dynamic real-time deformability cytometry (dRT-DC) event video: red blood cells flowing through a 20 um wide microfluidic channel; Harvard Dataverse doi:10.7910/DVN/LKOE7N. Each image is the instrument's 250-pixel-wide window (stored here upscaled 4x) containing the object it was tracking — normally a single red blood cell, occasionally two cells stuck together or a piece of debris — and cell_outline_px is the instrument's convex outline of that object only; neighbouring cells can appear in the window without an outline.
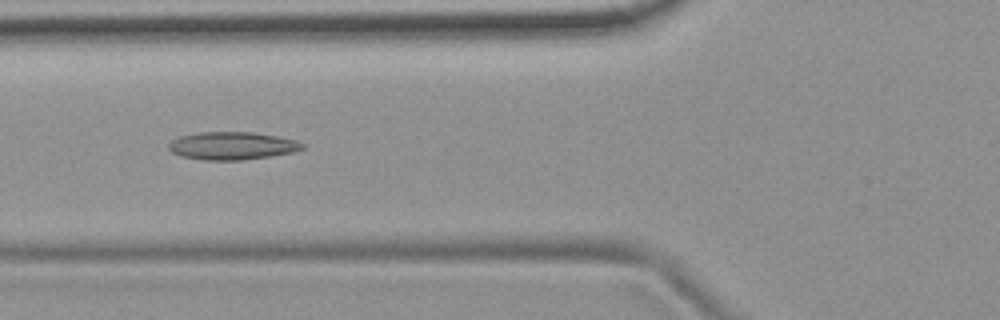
{"species": "common noctule bat (a hibernating species)", "species_latin": "Nyctalus noctula", "temperature_condition": "room temperature", "stored_images_in_passage": 53, "camera_frame_rate_fps": 3000, "um_per_image_px": 0.085, "animal": {"sex": "female", "body_mass_g": 19.9}, "frame": {"image": 1, "passage_image": 20, "time_ms": 6.333, "image_size_px": [1000, 320], "cell_outline_px": [[304, 148], [292, 152], [244, 160], [204, 160], [180, 156], [172, 152], [168, 148], [168, 144], [172, 140], [180, 136], [196, 132], [252, 132], [280, 136], [296, 140], [304, 144]], "centroid_in_image_um": [19.71, 12.38], "position_along_channel_um": 106.1, "area_um2": 21.73}}
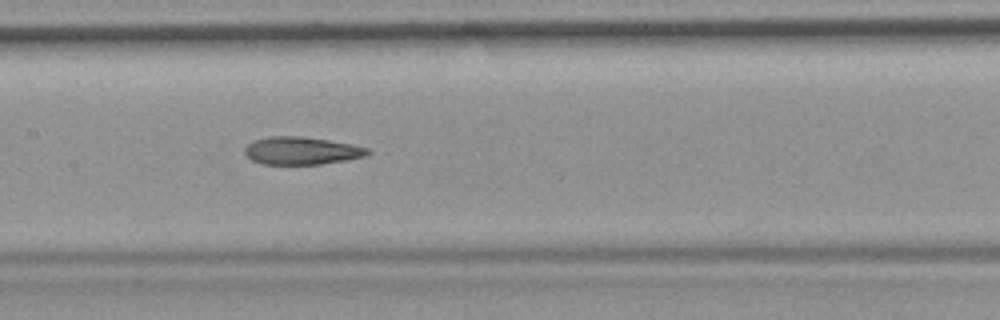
{"frame": {"image": 2, "passage_image": 26, "time_ms": 8.333, "image_size_px": [1000, 320], "cell_outline_px": [[372, 152], [368, 156], [348, 160], [320, 164], [260, 164], [252, 160], [244, 152], [244, 148], [252, 140], [268, 136], [300, 136], [328, 140], [352, 144], [368, 148]], "centroid_in_image_um": [25.65, 12.81], "position_along_channel_um": 181.8, "area_um2": 20.06}}
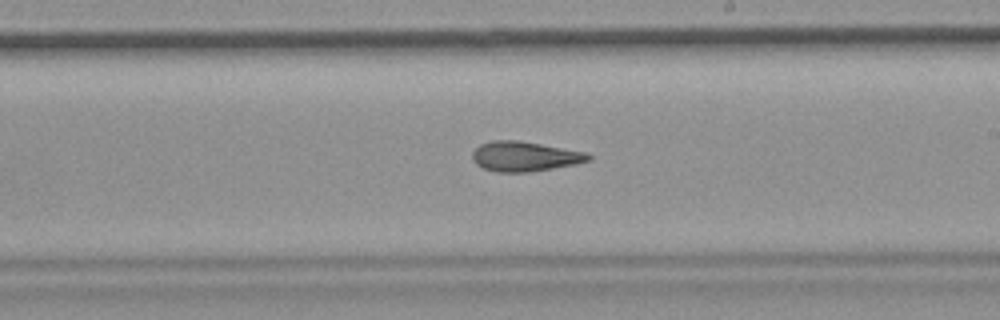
{"frame": {"image": 3, "passage_image": 31, "time_ms": 10.0, "image_size_px": [1000, 320], "cell_outline_px": [[592, 160], [576, 164], [528, 172], [496, 172], [484, 168], [476, 164], [472, 160], [472, 152], [480, 144], [492, 140], [516, 140], [540, 144], [584, 152], [592, 156]], "centroid_in_image_um": [44.57, 13.3], "position_along_channel_um": 244.4, "area_um2": 20.06}, "authors_computed_cell_mechanics": {"area_um2": 20.9236, "velocity_mm_per_s": 3.7808, "shape_relaxation_time_tau1_ms": null, "shape_relaxation_time_tau2_ms": 4.0767, "deformation_change_tau1": null, "deformation_change_tau2": 0.1303}}